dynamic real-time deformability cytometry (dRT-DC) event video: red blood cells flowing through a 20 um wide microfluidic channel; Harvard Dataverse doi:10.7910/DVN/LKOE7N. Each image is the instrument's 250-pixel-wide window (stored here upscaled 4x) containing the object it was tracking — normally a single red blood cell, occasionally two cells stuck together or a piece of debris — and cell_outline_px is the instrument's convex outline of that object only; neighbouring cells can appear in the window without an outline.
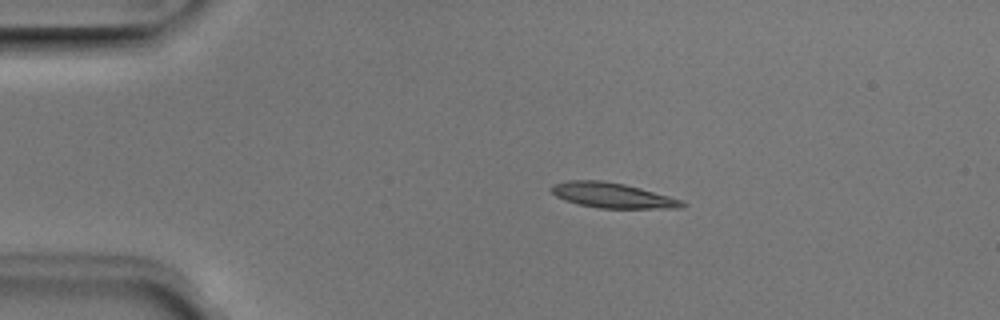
{"species": "Egyptian fruit bat (a non-hibernating species)", "species_latin": "Rousettus aegyptiacus", "temperature_condition": "room temperature", "stored_images_in_passage": 48, "camera_frame_rate_fps": 3000, "um_per_image_px": 0.085, "animal": {"sex": "male"}, "frame": {"image": 1, "passage_image": 8, "time_ms": 2.333, "image_size_px": [1000, 320], "cell_outline_px": [[688, 204], [680, 208], [596, 208], [564, 200], [556, 196], [548, 188], [552, 184], [568, 180], [600, 180], [624, 184], [640, 188], [668, 196], [680, 200]], "centroid_in_image_um": [52.0, 16.6], "position_along_channel_um": 33.0, "area_um2": 19.07}}
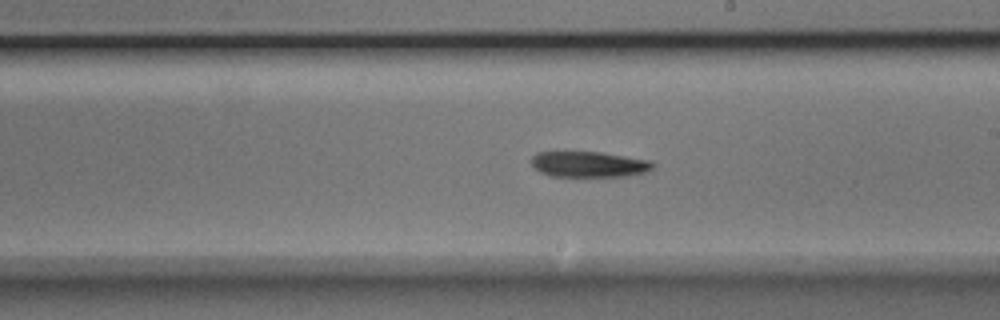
{"frame": {"image": 2, "passage_image": 27, "time_ms": 8.667, "image_size_px": [1000, 320], "cell_outline_px": [[656, 164], [648, 172], [628, 176], [552, 176], [540, 172], [532, 168], [532, 156], [536, 152], [600, 152], [652, 160]], "centroid_in_image_um": [50.09, 13.96], "position_along_channel_um": 238.9, "area_um2": 18.38}}
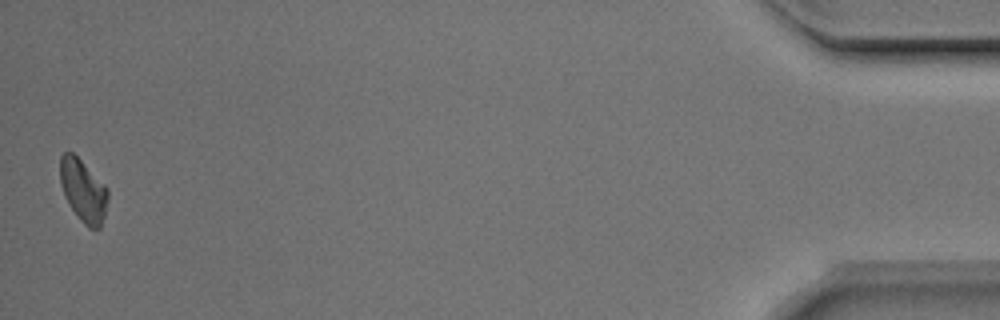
{"frame": {"image": 3, "passage_image": 48, "time_ms": 15.667, "image_size_px": [1000, 320], "cell_outline_px": [[108, 200], [104, 216], [100, 228], [88, 228], [80, 220], [68, 204], [64, 196], [60, 184], [60, 156], [64, 152], [72, 152], [108, 188]], "centroid_in_image_um": [7.06, 16.21], "position_along_channel_um": 428.1, "area_um2": 17.34}, "authors_computed_cell_mechanics": {"area_um2": 18.5249, "velocity_mm_per_s": 3.9985, "shape_relaxation_time_tau1_ms": 2.0136, "shape_relaxation_time_tau2_ms": null, "deformation_change_tau1": 0.1295, "deformation_change_tau2": null}}